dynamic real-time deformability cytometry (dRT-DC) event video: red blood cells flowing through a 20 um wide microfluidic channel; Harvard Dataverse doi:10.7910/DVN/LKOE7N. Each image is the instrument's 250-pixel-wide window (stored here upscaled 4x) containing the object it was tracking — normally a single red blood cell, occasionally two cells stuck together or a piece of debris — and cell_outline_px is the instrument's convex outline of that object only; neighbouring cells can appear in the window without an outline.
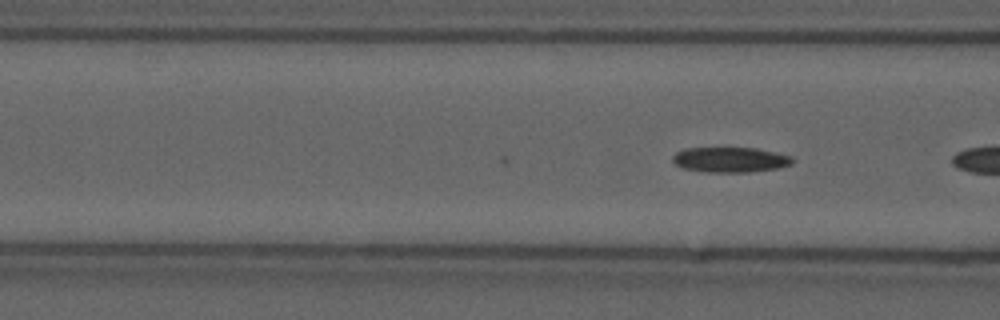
{"species": "common noctule bat (a hibernating species)", "species_latin": "Nyctalus noctula", "temperature_condition": "cold", "stored_images_in_passage": 3, "camera_frame_rate_fps": 3000, "um_per_image_px": 0.085, "animal": {"sex": "male", "forearm_length_mm": 52.5}, "frame": {"image": 1, "passage_image": 3, "time_ms": 0.667, "image_size_px": [1000, 320], "cell_outline_px": [[796, 160], [792, 164], [776, 168], [748, 172], [704, 172], [684, 168], [676, 164], [672, 160], [672, 156], [676, 152], [688, 148], [756, 148], [792, 156]], "centroid_in_image_um": [62.09, 13.57], "position_along_channel_um": 104.5, "area_um2": 17.51}}